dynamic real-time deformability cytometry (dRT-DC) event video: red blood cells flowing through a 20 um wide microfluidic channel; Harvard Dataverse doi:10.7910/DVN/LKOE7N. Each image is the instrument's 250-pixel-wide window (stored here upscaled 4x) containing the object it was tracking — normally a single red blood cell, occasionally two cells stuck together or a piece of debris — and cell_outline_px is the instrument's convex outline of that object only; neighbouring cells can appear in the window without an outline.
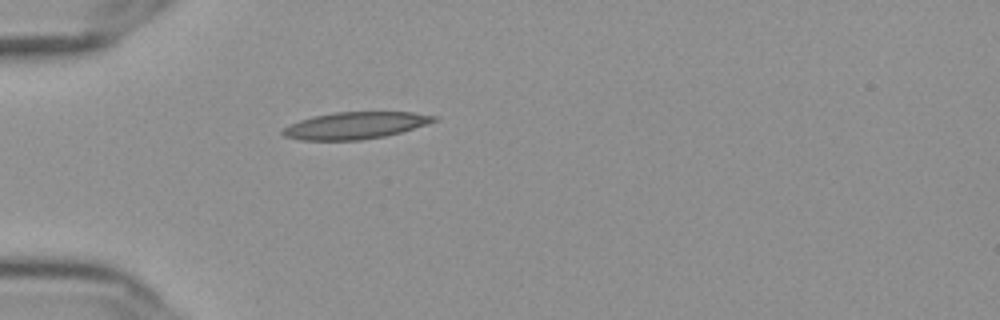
{"species": "Egyptian fruit bat (a non-hibernating species)", "species_latin": "Rousettus aegyptiacus", "temperature_condition": "cold", "stored_images_in_passage": 40, "camera_frame_rate_fps": 3000, "um_per_image_px": 0.085, "frame": {"image": 1, "passage_image": 1, "time_ms": 0.0, "image_size_px": [1000, 320], "cell_outline_px": [[440, 120], [428, 124], [400, 132], [384, 136], [360, 140], [300, 140], [284, 136], [280, 132], [284, 128], [300, 120], [312, 116], [336, 112], [412, 112], [440, 116]], "centroid_in_image_um": [30.24, 10.66], "position_along_channel_um": 54.8, "area_um2": 23.76}}
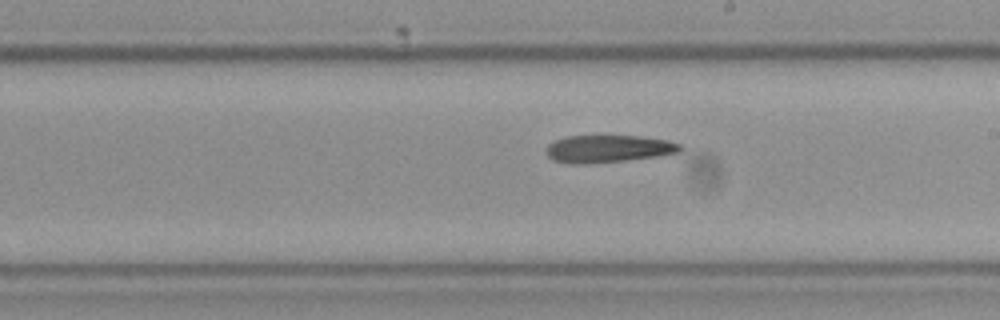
{"frame": {"image": 2, "passage_image": 17, "time_ms": 5.333, "image_size_px": [1000, 320], "cell_outline_px": [[684, 148], [680, 152], [656, 156], [624, 160], [584, 164], [568, 164], [552, 160], [548, 156], [548, 144], [556, 140], [568, 136], [640, 136], [668, 140], [680, 144]], "centroid_in_image_um": [51.72, 12.65], "position_along_channel_um": 237.3, "area_um2": 21.27}}
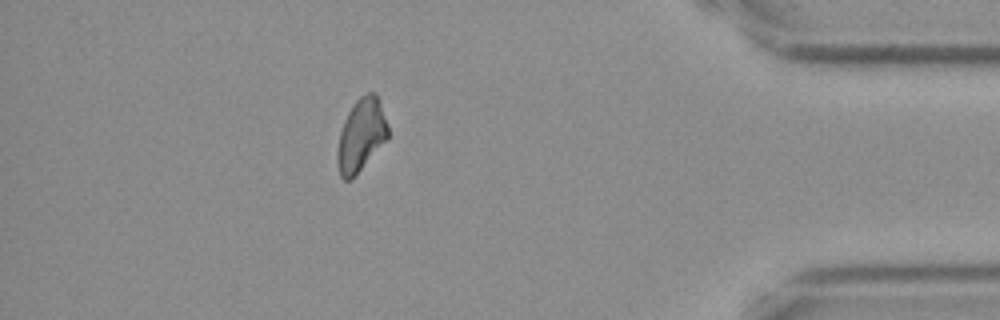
{"frame": {"image": 3, "passage_image": 34, "time_ms": 11.0, "image_size_px": [1000, 320], "cell_outline_px": [[388, 140], [356, 176], [352, 180], [344, 180], [340, 176], [336, 164], [336, 152], [340, 132], [344, 120], [352, 104], [360, 96], [368, 92], [372, 92], [380, 100], [388, 124]], "centroid_in_image_um": [30.69, 11.53], "position_along_channel_um": 404.5, "area_um2": 22.02}}